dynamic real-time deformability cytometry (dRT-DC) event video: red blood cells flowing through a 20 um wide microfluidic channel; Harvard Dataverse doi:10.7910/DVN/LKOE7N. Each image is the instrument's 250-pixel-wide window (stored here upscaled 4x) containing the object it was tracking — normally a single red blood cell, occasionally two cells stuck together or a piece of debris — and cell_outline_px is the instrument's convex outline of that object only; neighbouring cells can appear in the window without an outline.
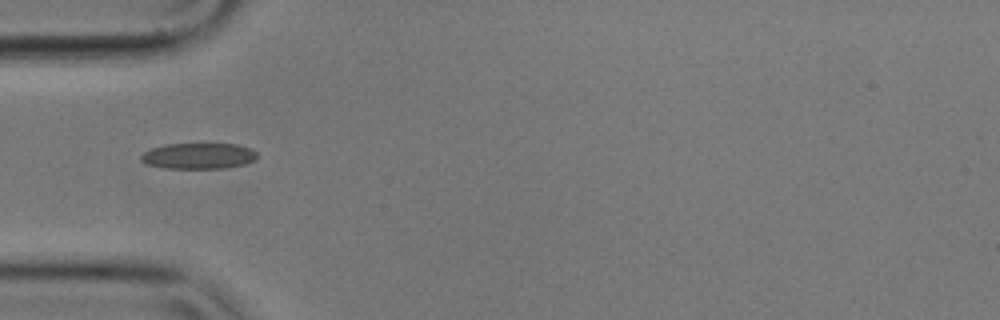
{"species": "common noctule bat (a hibernating species)", "species_latin": "Nyctalus noctula", "temperature_condition": "cold", "stored_images_in_passage": 6, "camera_frame_rate_fps": 3000, "um_per_image_px": 0.085, "animal": {"sex": "male", "body_mass_g": 17.9}, "frame": {"image": 1, "passage_image": 4, "time_ms": 1.0, "image_size_px": [1000, 320], "cell_outline_px": [[256, 160], [244, 164], [224, 168], [168, 168], [144, 164], [140, 160], [140, 156], [144, 152], [152, 148], [168, 144], [236, 144], [252, 148], [256, 152]], "centroid_in_image_um": [16.87, 13.25], "position_along_channel_um": 68.1, "area_um2": 17.51}}
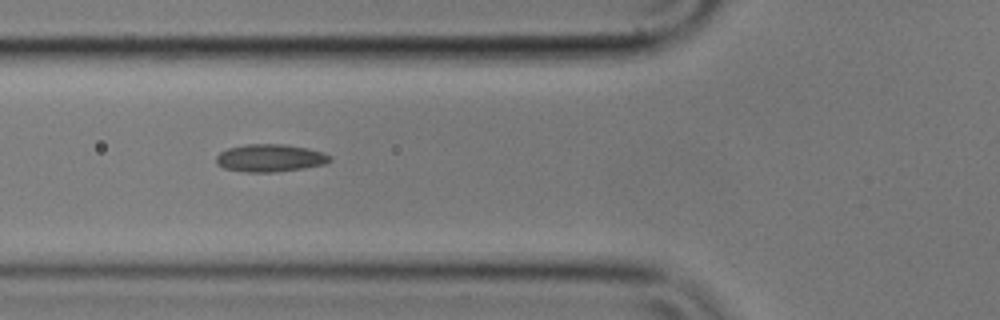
{"frame": {"image": 2, "passage_image": 5, "time_ms": 1.333, "image_size_px": [1000, 320], "cell_outline_px": [[332, 160], [324, 164], [304, 168], [276, 172], [244, 172], [224, 168], [216, 164], [216, 156], [220, 152], [228, 148], [244, 144], [284, 144], [308, 148], [324, 152], [332, 156]], "centroid_in_image_um": [22.96, 13.43], "position_along_channel_um": 102.8, "area_um2": 18.5}}
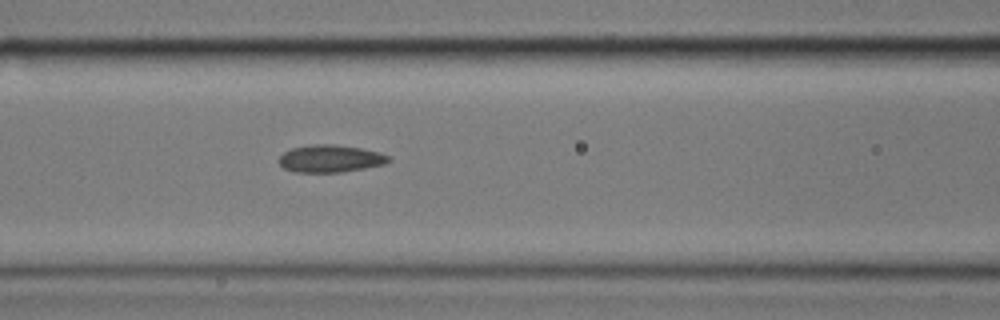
{"frame": {"image": 3, "passage_image": 6, "time_ms": 1.667, "image_size_px": [1000, 320], "cell_outline_px": [[392, 160], [384, 164], [364, 168], [340, 172], [296, 172], [284, 168], [280, 164], [280, 156], [284, 152], [292, 148], [312, 144], [336, 144], [360, 148], [380, 152], [388, 156]], "centroid_in_image_um": [28.09, 13.47], "position_along_channel_um": 138.5, "area_um2": 17.4}}